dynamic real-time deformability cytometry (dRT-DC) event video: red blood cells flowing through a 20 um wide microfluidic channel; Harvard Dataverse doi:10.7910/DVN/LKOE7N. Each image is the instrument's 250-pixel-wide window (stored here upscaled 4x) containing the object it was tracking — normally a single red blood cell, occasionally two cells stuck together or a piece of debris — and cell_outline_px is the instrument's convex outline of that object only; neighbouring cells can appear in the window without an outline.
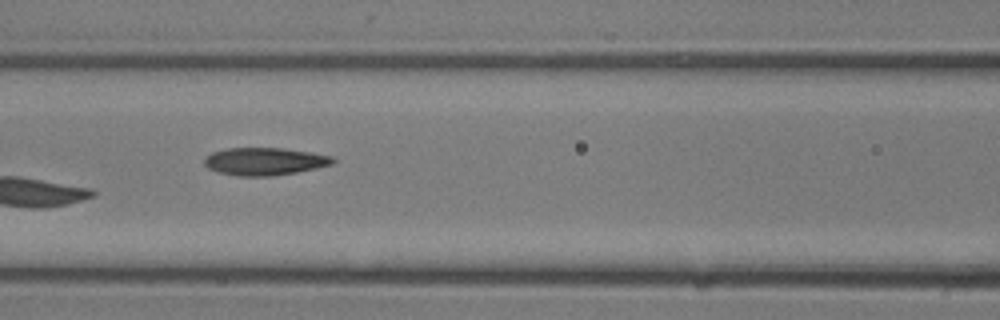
{"species": "common noctule bat (a hibernating species)", "species_latin": "Nyctalus noctula", "temperature_condition": "room temperature", "stored_images_in_passage": 27, "camera_frame_rate_fps": 3000, "um_per_image_px": 0.085, "animal": {"sex": "male", "body_mass_g": 13.3}, "frame": {"image": 1, "passage_image": 12, "time_ms": 3.667, "image_size_px": [1000, 320], "cell_outline_px": [[336, 160], [332, 164], [316, 168], [296, 172], [272, 176], [236, 176], [216, 172], [208, 168], [204, 164], [204, 160], [212, 152], [228, 148], [280, 148], [312, 152], [332, 156]], "centroid_in_image_um": [22.49, 13.72], "position_along_channel_um": 144.1, "area_um2": 20.69}}